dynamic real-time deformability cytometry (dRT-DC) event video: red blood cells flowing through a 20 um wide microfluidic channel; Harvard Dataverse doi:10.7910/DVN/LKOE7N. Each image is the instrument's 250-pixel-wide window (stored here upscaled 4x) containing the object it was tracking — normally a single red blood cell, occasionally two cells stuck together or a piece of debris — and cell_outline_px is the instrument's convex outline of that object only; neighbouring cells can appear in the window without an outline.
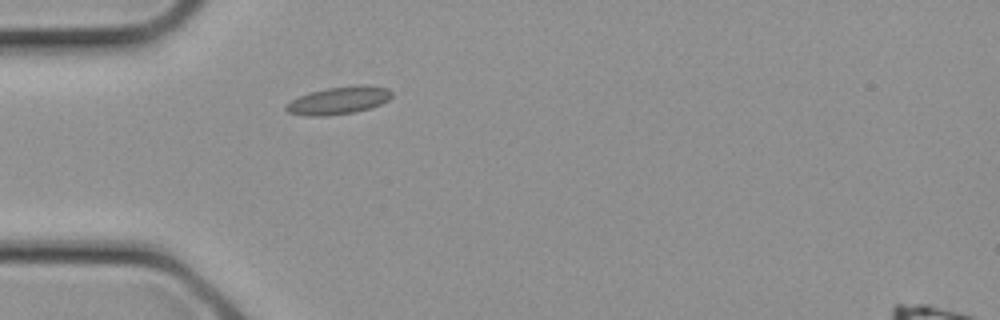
{"species": "common noctule bat (a hibernating species)", "species_latin": "Nyctalus noctula", "temperature_condition": "cold", "stored_images_in_passage": 3, "camera_frame_rate_fps": 3000, "um_per_image_px": 0.085, "animal": {"sex": "female", "body_mass_g": 21.9}, "frame": {"image": 1, "passage_image": 1, "time_ms": 0.0, "image_size_px": [1000, 320], "cell_outline_px": [[392, 96], [388, 100], [372, 108], [356, 112], [328, 116], [304, 116], [288, 112], [284, 108], [284, 104], [300, 96], [312, 92], [328, 88], [360, 84], [368, 84], [388, 88], [392, 92]], "centroid_in_image_um": [28.81, 8.54], "position_along_channel_um": 56.2, "area_um2": 17.22}}
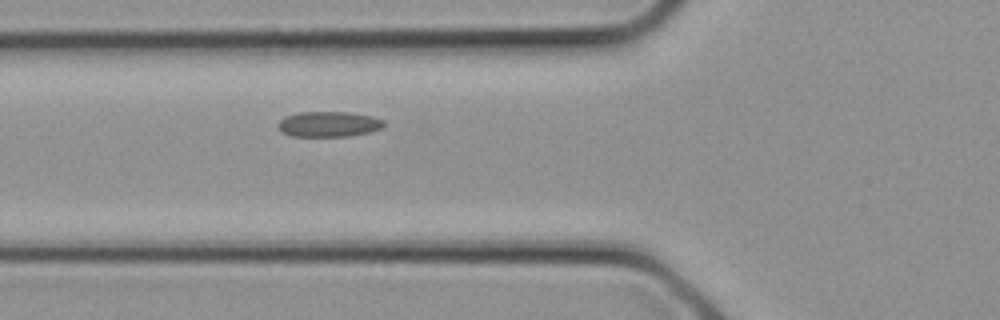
{"frame": {"image": 2, "passage_image": 3, "time_ms": 0.667, "image_size_px": [1000, 320], "cell_outline_px": [[384, 124], [380, 128], [372, 132], [352, 136], [292, 136], [280, 132], [276, 124], [284, 116], [300, 112], [348, 112], [372, 116], [384, 120]], "centroid_in_image_um": [27.91, 10.55], "position_along_channel_um": 97.9, "area_um2": 15.84}}